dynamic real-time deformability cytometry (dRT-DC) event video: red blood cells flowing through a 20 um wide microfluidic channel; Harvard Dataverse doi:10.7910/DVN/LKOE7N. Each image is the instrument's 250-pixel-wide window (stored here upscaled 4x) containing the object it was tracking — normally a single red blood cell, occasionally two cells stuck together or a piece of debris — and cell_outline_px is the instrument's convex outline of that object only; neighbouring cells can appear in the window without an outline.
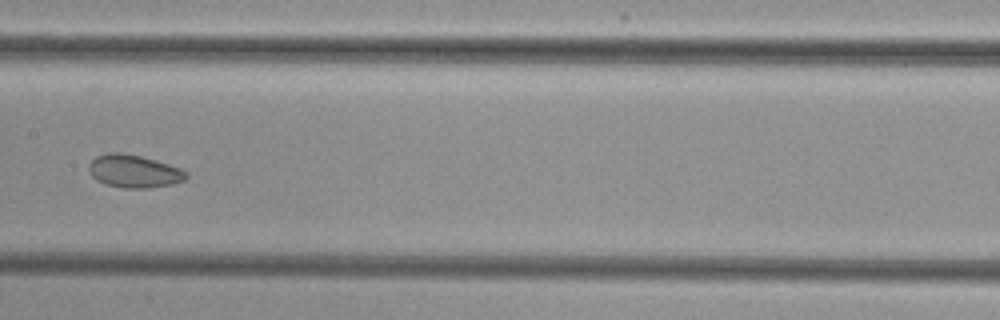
{"species": "common noctule bat (a hibernating species)", "species_latin": "Nyctalus noctula", "temperature_condition": "cold", "stored_images_in_passage": 9, "camera_frame_rate_fps": 3000, "um_per_image_px": 0.085, "animal": {"sex": "female", "body_mass_g": 29.2, "forearm_length_mm": 56.3}, "frame": {"image": 1, "passage_image": 8, "time_ms": 8.333, "image_size_px": [1000, 320], "cell_outline_px": [[188, 176], [184, 180], [172, 184], [148, 188], [124, 188], [104, 184], [96, 180], [88, 172], [88, 164], [96, 156], [108, 152], [124, 152], [156, 160], [180, 168], [188, 172]], "centroid_in_image_um": [11.36, 14.55], "position_along_channel_um": 196.0, "area_um2": 18.84}}
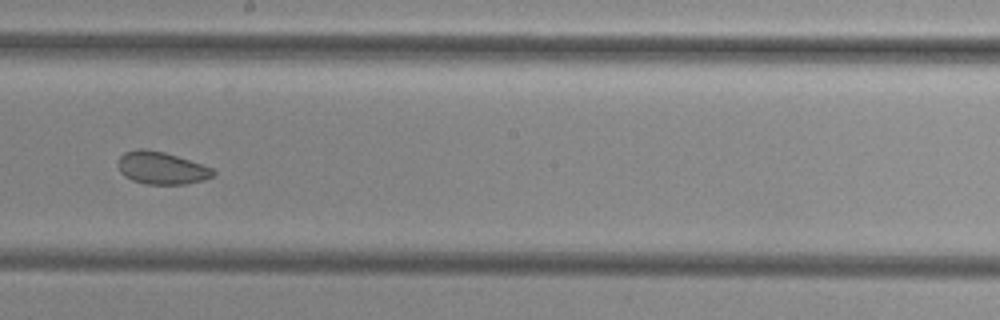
{"frame": {"image": 2, "passage_image": 9, "time_ms": 9.333, "image_size_px": [1000, 320], "cell_outline_px": [[216, 172], [212, 176], [204, 180], [188, 184], [144, 184], [132, 180], [124, 176], [120, 172], [116, 164], [116, 160], [124, 152], [140, 148], [144, 148], [164, 152], [212, 168]], "centroid_in_image_um": [13.67, 14.28], "position_along_channel_um": 234.5, "area_um2": 18.09}}